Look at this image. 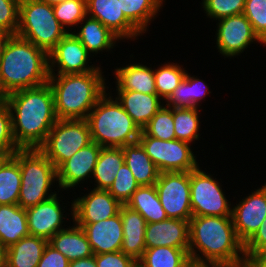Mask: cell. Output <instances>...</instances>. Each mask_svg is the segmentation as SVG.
Wrapping results in <instances>:
<instances>
[{"label":"cell","mask_w":266,"mask_h":267,"mask_svg":"<svg viewBox=\"0 0 266 267\" xmlns=\"http://www.w3.org/2000/svg\"><path fill=\"white\" fill-rule=\"evenodd\" d=\"M12 117V132L20 149H39L57 122L50 84L18 90L5 96Z\"/></svg>","instance_id":"obj_1"},{"label":"cell","mask_w":266,"mask_h":267,"mask_svg":"<svg viewBox=\"0 0 266 267\" xmlns=\"http://www.w3.org/2000/svg\"><path fill=\"white\" fill-rule=\"evenodd\" d=\"M189 257L225 266L246 261L244 244L236 235L232 216H192L189 220Z\"/></svg>","instance_id":"obj_2"},{"label":"cell","mask_w":266,"mask_h":267,"mask_svg":"<svg viewBox=\"0 0 266 267\" xmlns=\"http://www.w3.org/2000/svg\"><path fill=\"white\" fill-rule=\"evenodd\" d=\"M1 100L6 95L49 80L48 54L32 42L12 35L0 60Z\"/></svg>","instance_id":"obj_3"},{"label":"cell","mask_w":266,"mask_h":267,"mask_svg":"<svg viewBox=\"0 0 266 267\" xmlns=\"http://www.w3.org/2000/svg\"><path fill=\"white\" fill-rule=\"evenodd\" d=\"M102 74L100 67L85 73L50 74L57 119H86L109 88Z\"/></svg>","instance_id":"obj_4"},{"label":"cell","mask_w":266,"mask_h":267,"mask_svg":"<svg viewBox=\"0 0 266 267\" xmlns=\"http://www.w3.org/2000/svg\"><path fill=\"white\" fill-rule=\"evenodd\" d=\"M86 121L92 141L101 147L122 148L138 142L140 137V127L127 114L120 102L106 92L89 112Z\"/></svg>","instance_id":"obj_5"},{"label":"cell","mask_w":266,"mask_h":267,"mask_svg":"<svg viewBox=\"0 0 266 267\" xmlns=\"http://www.w3.org/2000/svg\"><path fill=\"white\" fill-rule=\"evenodd\" d=\"M12 157L21 170L20 207L35 206L58 194L49 189L57 181V169L39 149H19Z\"/></svg>","instance_id":"obj_6"},{"label":"cell","mask_w":266,"mask_h":267,"mask_svg":"<svg viewBox=\"0 0 266 267\" xmlns=\"http://www.w3.org/2000/svg\"><path fill=\"white\" fill-rule=\"evenodd\" d=\"M67 33L55 17L52 5L38 0H20L16 35L49 54Z\"/></svg>","instance_id":"obj_7"},{"label":"cell","mask_w":266,"mask_h":267,"mask_svg":"<svg viewBox=\"0 0 266 267\" xmlns=\"http://www.w3.org/2000/svg\"><path fill=\"white\" fill-rule=\"evenodd\" d=\"M91 142L86 119H58L39 150L58 169L79 149Z\"/></svg>","instance_id":"obj_8"},{"label":"cell","mask_w":266,"mask_h":267,"mask_svg":"<svg viewBox=\"0 0 266 267\" xmlns=\"http://www.w3.org/2000/svg\"><path fill=\"white\" fill-rule=\"evenodd\" d=\"M138 142L160 173L190 172L199 166L193 149L187 142L177 139L164 141L148 136L143 130Z\"/></svg>","instance_id":"obj_9"},{"label":"cell","mask_w":266,"mask_h":267,"mask_svg":"<svg viewBox=\"0 0 266 267\" xmlns=\"http://www.w3.org/2000/svg\"><path fill=\"white\" fill-rule=\"evenodd\" d=\"M190 199L192 216H232L231 202L221 185L199 166L190 171Z\"/></svg>","instance_id":"obj_10"},{"label":"cell","mask_w":266,"mask_h":267,"mask_svg":"<svg viewBox=\"0 0 266 267\" xmlns=\"http://www.w3.org/2000/svg\"><path fill=\"white\" fill-rule=\"evenodd\" d=\"M155 187L168 218L190 220V172L159 173Z\"/></svg>","instance_id":"obj_11"},{"label":"cell","mask_w":266,"mask_h":267,"mask_svg":"<svg viewBox=\"0 0 266 267\" xmlns=\"http://www.w3.org/2000/svg\"><path fill=\"white\" fill-rule=\"evenodd\" d=\"M218 21L216 47L225 58L241 54L255 41L260 45L261 43L266 45L254 32L251 23L243 13L221 18Z\"/></svg>","instance_id":"obj_12"},{"label":"cell","mask_w":266,"mask_h":267,"mask_svg":"<svg viewBox=\"0 0 266 267\" xmlns=\"http://www.w3.org/2000/svg\"><path fill=\"white\" fill-rule=\"evenodd\" d=\"M89 57L90 54L84 45L73 32H69L48 54L49 74H54L56 71L57 74H76L94 71L98 68V65L92 64L89 66ZM56 67L57 70H55Z\"/></svg>","instance_id":"obj_13"},{"label":"cell","mask_w":266,"mask_h":267,"mask_svg":"<svg viewBox=\"0 0 266 267\" xmlns=\"http://www.w3.org/2000/svg\"><path fill=\"white\" fill-rule=\"evenodd\" d=\"M122 204L108 190L93 188L90 193L71 202V215L77 225L106 220L120 211Z\"/></svg>","instance_id":"obj_14"},{"label":"cell","mask_w":266,"mask_h":267,"mask_svg":"<svg viewBox=\"0 0 266 267\" xmlns=\"http://www.w3.org/2000/svg\"><path fill=\"white\" fill-rule=\"evenodd\" d=\"M266 218V183L232 206V220L238 239L245 244Z\"/></svg>","instance_id":"obj_15"},{"label":"cell","mask_w":266,"mask_h":267,"mask_svg":"<svg viewBox=\"0 0 266 267\" xmlns=\"http://www.w3.org/2000/svg\"><path fill=\"white\" fill-rule=\"evenodd\" d=\"M101 148L92 141L79 149L57 169V182L59 188L63 189L62 191L77 187L79 183L87 180V177L92 178Z\"/></svg>","instance_id":"obj_16"},{"label":"cell","mask_w":266,"mask_h":267,"mask_svg":"<svg viewBox=\"0 0 266 267\" xmlns=\"http://www.w3.org/2000/svg\"><path fill=\"white\" fill-rule=\"evenodd\" d=\"M87 15L98 19L121 39H135L143 33L124 15L120 0H86ZM141 34V35H140Z\"/></svg>","instance_id":"obj_17"},{"label":"cell","mask_w":266,"mask_h":267,"mask_svg":"<svg viewBox=\"0 0 266 267\" xmlns=\"http://www.w3.org/2000/svg\"><path fill=\"white\" fill-rule=\"evenodd\" d=\"M56 194L50 199L35 206L26 208L28 231L32 236H37L49 241L63 227L65 213ZM64 211V212H62Z\"/></svg>","instance_id":"obj_18"},{"label":"cell","mask_w":266,"mask_h":267,"mask_svg":"<svg viewBox=\"0 0 266 267\" xmlns=\"http://www.w3.org/2000/svg\"><path fill=\"white\" fill-rule=\"evenodd\" d=\"M145 245L146 249L167 246L189 251V221L167 218L147 223Z\"/></svg>","instance_id":"obj_19"},{"label":"cell","mask_w":266,"mask_h":267,"mask_svg":"<svg viewBox=\"0 0 266 267\" xmlns=\"http://www.w3.org/2000/svg\"><path fill=\"white\" fill-rule=\"evenodd\" d=\"M79 226L84 230L94 255L121 251L123 225L120 213L97 223Z\"/></svg>","instance_id":"obj_20"},{"label":"cell","mask_w":266,"mask_h":267,"mask_svg":"<svg viewBox=\"0 0 266 267\" xmlns=\"http://www.w3.org/2000/svg\"><path fill=\"white\" fill-rule=\"evenodd\" d=\"M116 92L115 98L141 130L164 106L157 94H145L132 90H116Z\"/></svg>","instance_id":"obj_21"},{"label":"cell","mask_w":266,"mask_h":267,"mask_svg":"<svg viewBox=\"0 0 266 267\" xmlns=\"http://www.w3.org/2000/svg\"><path fill=\"white\" fill-rule=\"evenodd\" d=\"M123 225V243L121 252L138 261L145 249L146 221L137 211L122 205L119 211Z\"/></svg>","instance_id":"obj_22"},{"label":"cell","mask_w":266,"mask_h":267,"mask_svg":"<svg viewBox=\"0 0 266 267\" xmlns=\"http://www.w3.org/2000/svg\"><path fill=\"white\" fill-rule=\"evenodd\" d=\"M73 225L58 231L48 241L69 262L94 255L84 230L75 222H73Z\"/></svg>","instance_id":"obj_23"},{"label":"cell","mask_w":266,"mask_h":267,"mask_svg":"<svg viewBox=\"0 0 266 267\" xmlns=\"http://www.w3.org/2000/svg\"><path fill=\"white\" fill-rule=\"evenodd\" d=\"M78 26L80 30L74 35L87 49L91 55L98 53L103 50H111L116 46V42L120 39L112 33L107 27H105L98 19L86 16Z\"/></svg>","instance_id":"obj_24"},{"label":"cell","mask_w":266,"mask_h":267,"mask_svg":"<svg viewBox=\"0 0 266 267\" xmlns=\"http://www.w3.org/2000/svg\"><path fill=\"white\" fill-rule=\"evenodd\" d=\"M116 90H132L145 94H157L154 69L146 65L130 64L115 69Z\"/></svg>","instance_id":"obj_25"},{"label":"cell","mask_w":266,"mask_h":267,"mask_svg":"<svg viewBox=\"0 0 266 267\" xmlns=\"http://www.w3.org/2000/svg\"><path fill=\"white\" fill-rule=\"evenodd\" d=\"M26 209L18 204L0 205V240L7 248L29 236Z\"/></svg>","instance_id":"obj_26"},{"label":"cell","mask_w":266,"mask_h":267,"mask_svg":"<svg viewBox=\"0 0 266 267\" xmlns=\"http://www.w3.org/2000/svg\"><path fill=\"white\" fill-rule=\"evenodd\" d=\"M126 165L140 186L155 185L159 170L139 142L122 147Z\"/></svg>","instance_id":"obj_27"},{"label":"cell","mask_w":266,"mask_h":267,"mask_svg":"<svg viewBox=\"0 0 266 267\" xmlns=\"http://www.w3.org/2000/svg\"><path fill=\"white\" fill-rule=\"evenodd\" d=\"M48 241L37 236H26L7 248L5 267H37Z\"/></svg>","instance_id":"obj_28"},{"label":"cell","mask_w":266,"mask_h":267,"mask_svg":"<svg viewBox=\"0 0 266 267\" xmlns=\"http://www.w3.org/2000/svg\"><path fill=\"white\" fill-rule=\"evenodd\" d=\"M211 93L208 85L197 76H191L186 72L184 79L165 101V106L173 108L200 107L199 102Z\"/></svg>","instance_id":"obj_29"},{"label":"cell","mask_w":266,"mask_h":267,"mask_svg":"<svg viewBox=\"0 0 266 267\" xmlns=\"http://www.w3.org/2000/svg\"><path fill=\"white\" fill-rule=\"evenodd\" d=\"M126 206L139 212L146 223L160 222L168 218L159 200L155 185L140 186Z\"/></svg>","instance_id":"obj_30"},{"label":"cell","mask_w":266,"mask_h":267,"mask_svg":"<svg viewBox=\"0 0 266 267\" xmlns=\"http://www.w3.org/2000/svg\"><path fill=\"white\" fill-rule=\"evenodd\" d=\"M124 163L122 148L102 147L92 176L96 182L94 188L108 190Z\"/></svg>","instance_id":"obj_31"},{"label":"cell","mask_w":266,"mask_h":267,"mask_svg":"<svg viewBox=\"0 0 266 267\" xmlns=\"http://www.w3.org/2000/svg\"><path fill=\"white\" fill-rule=\"evenodd\" d=\"M21 188L19 163L11 156L0 161V205L18 204Z\"/></svg>","instance_id":"obj_32"},{"label":"cell","mask_w":266,"mask_h":267,"mask_svg":"<svg viewBox=\"0 0 266 267\" xmlns=\"http://www.w3.org/2000/svg\"><path fill=\"white\" fill-rule=\"evenodd\" d=\"M164 0H120L124 15L142 32L145 33L152 19L163 7Z\"/></svg>","instance_id":"obj_33"},{"label":"cell","mask_w":266,"mask_h":267,"mask_svg":"<svg viewBox=\"0 0 266 267\" xmlns=\"http://www.w3.org/2000/svg\"><path fill=\"white\" fill-rule=\"evenodd\" d=\"M189 260L188 250L161 246L145 249L138 262L144 267H184Z\"/></svg>","instance_id":"obj_34"},{"label":"cell","mask_w":266,"mask_h":267,"mask_svg":"<svg viewBox=\"0 0 266 267\" xmlns=\"http://www.w3.org/2000/svg\"><path fill=\"white\" fill-rule=\"evenodd\" d=\"M173 119L177 140L190 144L199 139L200 116L198 107L173 108Z\"/></svg>","instance_id":"obj_35"},{"label":"cell","mask_w":266,"mask_h":267,"mask_svg":"<svg viewBox=\"0 0 266 267\" xmlns=\"http://www.w3.org/2000/svg\"><path fill=\"white\" fill-rule=\"evenodd\" d=\"M177 63H164L154 69L157 95L166 101L184 79L187 70Z\"/></svg>","instance_id":"obj_36"},{"label":"cell","mask_w":266,"mask_h":267,"mask_svg":"<svg viewBox=\"0 0 266 267\" xmlns=\"http://www.w3.org/2000/svg\"><path fill=\"white\" fill-rule=\"evenodd\" d=\"M148 136L164 141L176 139L173 107L163 106L142 129Z\"/></svg>","instance_id":"obj_37"},{"label":"cell","mask_w":266,"mask_h":267,"mask_svg":"<svg viewBox=\"0 0 266 267\" xmlns=\"http://www.w3.org/2000/svg\"><path fill=\"white\" fill-rule=\"evenodd\" d=\"M54 15L58 22L66 29L72 32L71 27L78 26L87 16L86 0H66L53 5Z\"/></svg>","instance_id":"obj_38"},{"label":"cell","mask_w":266,"mask_h":267,"mask_svg":"<svg viewBox=\"0 0 266 267\" xmlns=\"http://www.w3.org/2000/svg\"><path fill=\"white\" fill-rule=\"evenodd\" d=\"M139 187L140 185L136 182L131 170L126 163H124L118 170L108 192L122 205H126Z\"/></svg>","instance_id":"obj_39"},{"label":"cell","mask_w":266,"mask_h":267,"mask_svg":"<svg viewBox=\"0 0 266 267\" xmlns=\"http://www.w3.org/2000/svg\"><path fill=\"white\" fill-rule=\"evenodd\" d=\"M20 148L12 132V117L8 104L0 100V157H11Z\"/></svg>","instance_id":"obj_40"},{"label":"cell","mask_w":266,"mask_h":267,"mask_svg":"<svg viewBox=\"0 0 266 267\" xmlns=\"http://www.w3.org/2000/svg\"><path fill=\"white\" fill-rule=\"evenodd\" d=\"M246 0H202V8L207 17L219 20L232 15L242 14Z\"/></svg>","instance_id":"obj_41"},{"label":"cell","mask_w":266,"mask_h":267,"mask_svg":"<svg viewBox=\"0 0 266 267\" xmlns=\"http://www.w3.org/2000/svg\"><path fill=\"white\" fill-rule=\"evenodd\" d=\"M243 14L254 32L266 44V0H246Z\"/></svg>","instance_id":"obj_42"},{"label":"cell","mask_w":266,"mask_h":267,"mask_svg":"<svg viewBox=\"0 0 266 267\" xmlns=\"http://www.w3.org/2000/svg\"><path fill=\"white\" fill-rule=\"evenodd\" d=\"M20 0H0V30L16 35Z\"/></svg>","instance_id":"obj_43"},{"label":"cell","mask_w":266,"mask_h":267,"mask_svg":"<svg viewBox=\"0 0 266 267\" xmlns=\"http://www.w3.org/2000/svg\"><path fill=\"white\" fill-rule=\"evenodd\" d=\"M97 267H133L137 262L121 251L94 255Z\"/></svg>","instance_id":"obj_44"},{"label":"cell","mask_w":266,"mask_h":267,"mask_svg":"<svg viewBox=\"0 0 266 267\" xmlns=\"http://www.w3.org/2000/svg\"><path fill=\"white\" fill-rule=\"evenodd\" d=\"M264 251H266V218L254 235L244 244L246 260L250 261Z\"/></svg>","instance_id":"obj_45"},{"label":"cell","mask_w":266,"mask_h":267,"mask_svg":"<svg viewBox=\"0 0 266 267\" xmlns=\"http://www.w3.org/2000/svg\"><path fill=\"white\" fill-rule=\"evenodd\" d=\"M68 265L69 260L48 243L37 267H68Z\"/></svg>","instance_id":"obj_46"},{"label":"cell","mask_w":266,"mask_h":267,"mask_svg":"<svg viewBox=\"0 0 266 267\" xmlns=\"http://www.w3.org/2000/svg\"><path fill=\"white\" fill-rule=\"evenodd\" d=\"M68 267H97L94 255L69 262Z\"/></svg>","instance_id":"obj_47"},{"label":"cell","mask_w":266,"mask_h":267,"mask_svg":"<svg viewBox=\"0 0 266 267\" xmlns=\"http://www.w3.org/2000/svg\"><path fill=\"white\" fill-rule=\"evenodd\" d=\"M184 267H226L223 264L217 262L197 261L190 259Z\"/></svg>","instance_id":"obj_48"},{"label":"cell","mask_w":266,"mask_h":267,"mask_svg":"<svg viewBox=\"0 0 266 267\" xmlns=\"http://www.w3.org/2000/svg\"><path fill=\"white\" fill-rule=\"evenodd\" d=\"M250 261L255 267H266V251L254 256Z\"/></svg>","instance_id":"obj_49"},{"label":"cell","mask_w":266,"mask_h":267,"mask_svg":"<svg viewBox=\"0 0 266 267\" xmlns=\"http://www.w3.org/2000/svg\"><path fill=\"white\" fill-rule=\"evenodd\" d=\"M12 35L6 31L0 30V60L3 55L5 46Z\"/></svg>","instance_id":"obj_50"},{"label":"cell","mask_w":266,"mask_h":267,"mask_svg":"<svg viewBox=\"0 0 266 267\" xmlns=\"http://www.w3.org/2000/svg\"><path fill=\"white\" fill-rule=\"evenodd\" d=\"M7 247L0 240V267L6 266Z\"/></svg>","instance_id":"obj_51"},{"label":"cell","mask_w":266,"mask_h":267,"mask_svg":"<svg viewBox=\"0 0 266 267\" xmlns=\"http://www.w3.org/2000/svg\"><path fill=\"white\" fill-rule=\"evenodd\" d=\"M226 267H255L251 261L246 260L242 263L236 264V265H227Z\"/></svg>","instance_id":"obj_52"},{"label":"cell","mask_w":266,"mask_h":267,"mask_svg":"<svg viewBox=\"0 0 266 267\" xmlns=\"http://www.w3.org/2000/svg\"><path fill=\"white\" fill-rule=\"evenodd\" d=\"M38 1H40V2H44V3H47V4L53 6V5H56V4H58V3L64 2V1H66V0H38Z\"/></svg>","instance_id":"obj_53"},{"label":"cell","mask_w":266,"mask_h":267,"mask_svg":"<svg viewBox=\"0 0 266 267\" xmlns=\"http://www.w3.org/2000/svg\"><path fill=\"white\" fill-rule=\"evenodd\" d=\"M133 267H144L142 264H140L138 261L133 265Z\"/></svg>","instance_id":"obj_54"},{"label":"cell","mask_w":266,"mask_h":267,"mask_svg":"<svg viewBox=\"0 0 266 267\" xmlns=\"http://www.w3.org/2000/svg\"><path fill=\"white\" fill-rule=\"evenodd\" d=\"M0 100H1V75H0Z\"/></svg>","instance_id":"obj_55"}]
</instances>
